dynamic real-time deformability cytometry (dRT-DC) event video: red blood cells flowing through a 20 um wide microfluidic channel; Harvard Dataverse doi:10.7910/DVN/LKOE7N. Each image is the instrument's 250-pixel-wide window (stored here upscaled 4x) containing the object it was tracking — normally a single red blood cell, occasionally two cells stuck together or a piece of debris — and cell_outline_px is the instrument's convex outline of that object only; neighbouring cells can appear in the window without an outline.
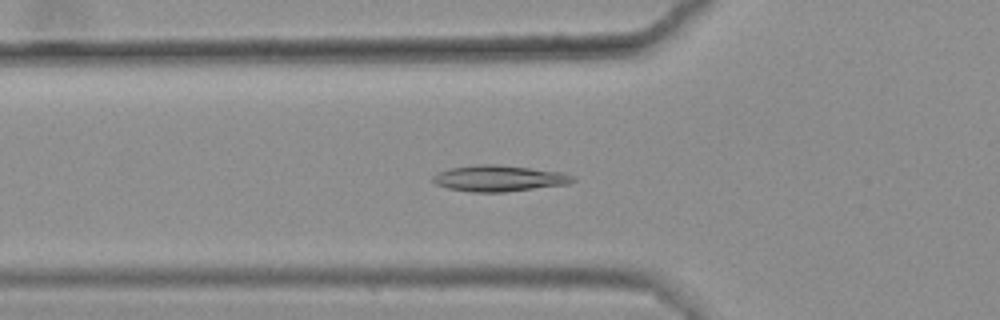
{"species": "common noctule bat (a hibernating species)", "species_latin": "Nyctalus noctula", "temperature_condition": "warm", "stored_images_in_passage": 48, "camera_frame_rate_fps": 3000, "um_per_image_px": 0.085, "animal": {"sex": "female", "body_mass_g": 25.1}, "frame": {"image": 1, "passage_image": 19, "time_ms": 6.0, "image_size_px": [1000, 320], "cell_outline_px": [[576, 180], [572, 184], [504, 192], [472, 192], [448, 188], [436, 184], [432, 180], [432, 176], [440, 172], [452, 168], [480, 164], [496, 164], [560, 172], [572, 176]], "centroid_in_image_um": [42.44, 15.17], "position_along_channel_um": 83.4, "area_um2": 21.1}}
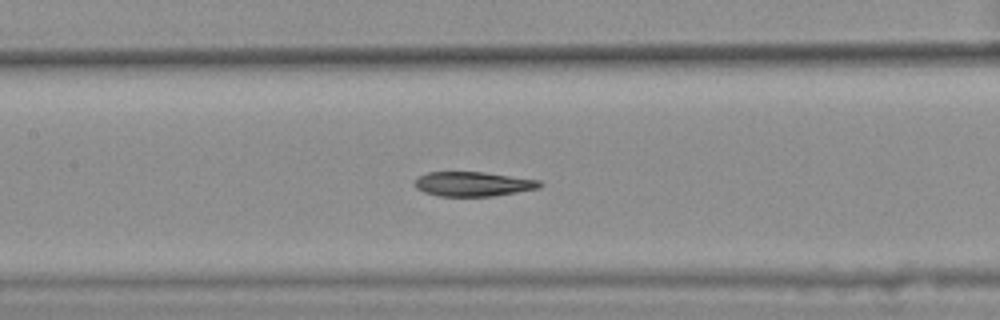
{"frame": {"image": 2, "passage_image": 26, "time_ms": 8.333, "image_size_px": [1000, 320], "cell_outline_px": [[544, 184], [540, 188], [492, 196], [440, 196], [424, 192], [416, 188], [412, 184], [420, 176], [428, 172], [484, 172], [540, 180]], "centroid_in_image_um": [40.22, 15.64], "position_along_channel_um": 167.2, "area_um2": 17.86}}
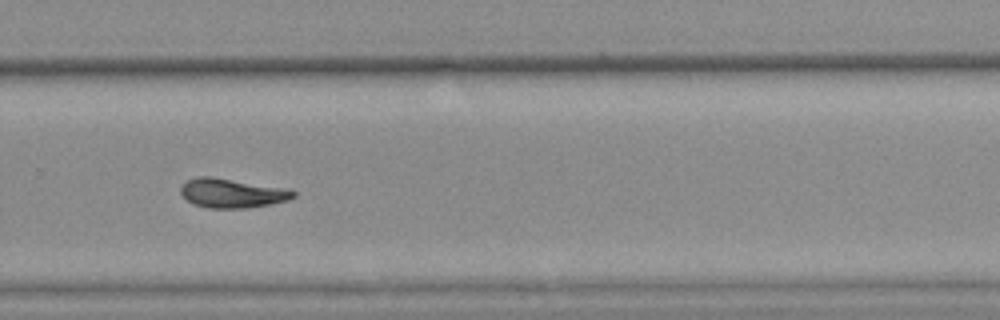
{"frame": {"image": 3, "passage_image": 38, "time_ms": 12.333, "image_size_px": [1000, 320], "cell_outline_px": [[296, 196], [288, 200], [272, 204], [248, 208], [208, 208], [192, 204], [180, 192], [180, 188], [188, 180], [200, 176], [208, 176], [284, 188], [296, 192]], "centroid_in_image_um": [19.72, 16.43], "position_along_channel_um": 310.1, "area_um2": 18.96}, "authors_computed_cell_mechanics": {"area_um2": 19.1896, "velocity_mm_per_s": 3.5779, "shape_relaxation_time_tau1_ms": null, "shape_relaxation_time_tau2_ms": 5.6249, "deformation_change_tau1": null, "deformation_change_tau2": 0.093}}